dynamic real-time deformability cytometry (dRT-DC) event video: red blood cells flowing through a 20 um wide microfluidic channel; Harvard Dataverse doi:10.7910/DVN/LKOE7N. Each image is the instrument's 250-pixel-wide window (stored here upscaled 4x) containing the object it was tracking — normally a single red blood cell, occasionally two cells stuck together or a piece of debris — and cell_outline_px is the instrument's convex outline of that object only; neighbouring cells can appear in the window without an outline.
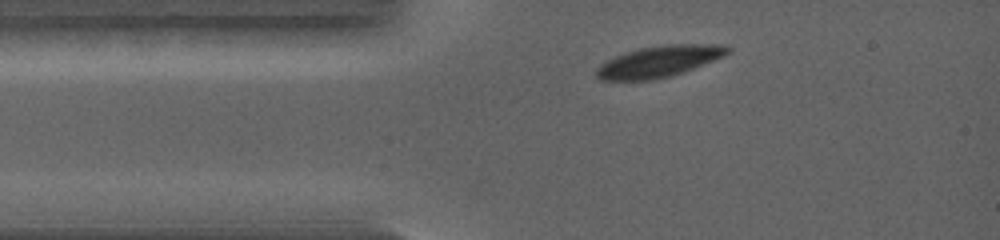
{"species": "common noctule bat (a hibernating species)", "species_latin": "Nyctalus noctula", "temperature_condition": "warm", "stored_images_in_passage": 42, "camera_frame_rate_fps": 5000, "um_per_image_px": 0.085, "animal": {"sex": "female", "body_mass_g": 19.0, "forearm_length_mm": 56.7}, "frame": {"image": 1, "passage_image": 1, "time_ms": 0.0, "image_size_px": [1000, 240], "cell_outline_px": [[732, 52], [724, 56], [684, 72], [672, 76], [652, 80], [600, 80], [596, 76], [596, 68], [600, 64], [624, 52], [640, 48], [660, 44], [728, 44], [732, 48]], "centroid_in_image_um": [56.07, 5.21], "position_along_channel_um": 28.9, "area_um2": 24.28}}
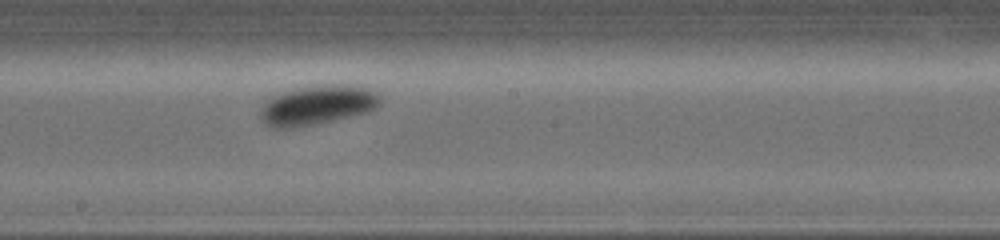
{"frame": {"image": 2, "passage_image": 21, "time_ms": 4.0, "image_size_px": [1000, 240], "cell_outline_px": [[380, 104], [376, 108], [368, 112], [300, 128], [268, 128], [260, 120], [260, 112], [264, 104], [272, 96], [296, 88], [316, 84], [352, 84], [368, 88], [376, 92], [380, 96]], "centroid_in_image_um": [26.97, 8.94], "position_along_channel_um": 221.2, "area_um2": 28.15}}
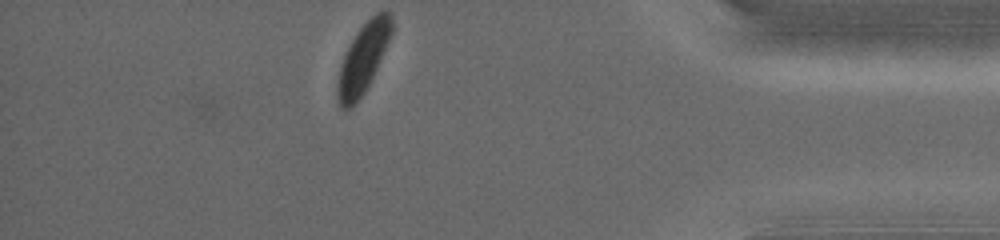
{"frame": {"image": 3, "passage_image": 42, "time_ms": 8.2, "image_size_px": [1000, 240], "cell_outline_px": [[392, 32], [380, 60], [364, 92], [356, 104], [352, 108], [340, 108], [336, 96], [336, 84], [340, 64], [356, 32], [376, 12], [392, 12]], "centroid_in_image_um": [30.83, 4.99], "position_along_channel_um": 404.4, "area_um2": 21.56}}